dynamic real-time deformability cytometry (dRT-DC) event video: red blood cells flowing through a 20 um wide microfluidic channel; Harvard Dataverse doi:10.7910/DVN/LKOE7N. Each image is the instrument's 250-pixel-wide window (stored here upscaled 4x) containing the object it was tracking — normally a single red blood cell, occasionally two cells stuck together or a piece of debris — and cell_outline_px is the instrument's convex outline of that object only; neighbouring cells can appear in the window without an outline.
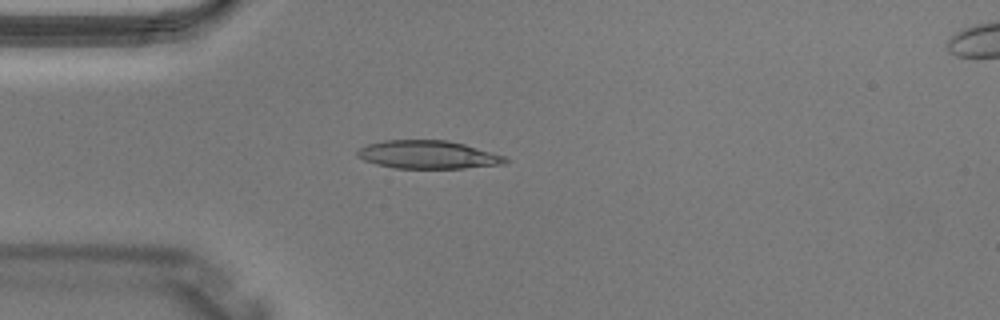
{"species": "Egyptian fruit bat (a non-hibernating species)", "species_latin": "Rousettus aegyptiacus", "temperature_condition": "warm", "stored_images_in_passage": 3, "camera_frame_rate_fps": 3000, "um_per_image_px": 0.085, "animal": {"sex": "male"}, "frame": {"image": 1, "passage_image": 3, "time_ms": 0.667, "image_size_px": [1000, 320], "cell_outline_px": [[508, 160], [504, 164], [464, 168], [396, 168], [376, 164], [364, 160], [356, 156], [356, 152], [360, 148], [368, 144], [384, 140], [444, 140], [464, 144], [504, 156]], "centroid_in_image_um": [36.34, 13.15], "position_along_channel_um": 48.7, "area_um2": 24.04}}